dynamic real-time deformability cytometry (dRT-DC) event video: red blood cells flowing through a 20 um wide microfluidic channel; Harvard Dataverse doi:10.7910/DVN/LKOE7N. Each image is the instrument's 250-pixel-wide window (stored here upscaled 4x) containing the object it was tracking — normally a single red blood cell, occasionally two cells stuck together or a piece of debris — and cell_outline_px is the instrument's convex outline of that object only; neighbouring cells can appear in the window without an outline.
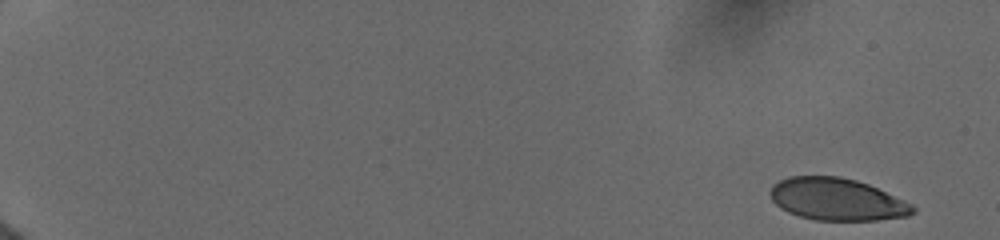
{"species": "human", "species_latin": "Homo sapiens", "temperature_condition": "cold", "stored_images_in_passage": 8, "camera_frame_rate_fps": 3000, "um_per_image_px": 0.085, "donor": {"sex": "female"}, "frame": {"image": 1, "passage_image": 1, "time_ms": 0.0, "image_size_px": [1000, 240], "cell_outline_px": [[916, 212], [908, 216], [876, 220], [816, 220], [800, 216], [788, 212], [780, 208], [772, 200], [768, 192], [772, 184], [788, 176], [840, 176], [856, 180], [868, 184], [904, 200], [912, 204], [916, 208]], "centroid_in_image_um": [71.12, 16.94], "position_along_channel_um": 13.9, "area_um2": 35.2}}
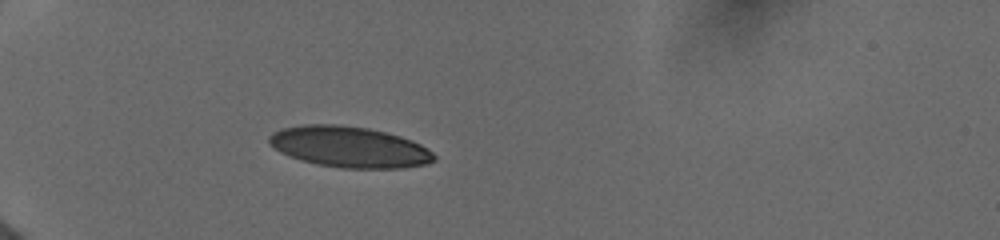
{"frame": {"image": 2, "passage_image": 6, "time_ms": 5.333, "image_size_px": [1000, 240], "cell_outline_px": [[436, 160], [428, 164], [404, 168], [344, 168], [320, 164], [300, 160], [280, 152], [268, 144], [268, 136], [272, 132], [280, 128], [304, 124], [340, 124], [368, 128], [400, 136], [412, 140], [428, 148], [436, 156]], "centroid_in_image_um": [29.69, 12.48], "position_along_channel_um": 55.3, "area_um2": 39.65}}
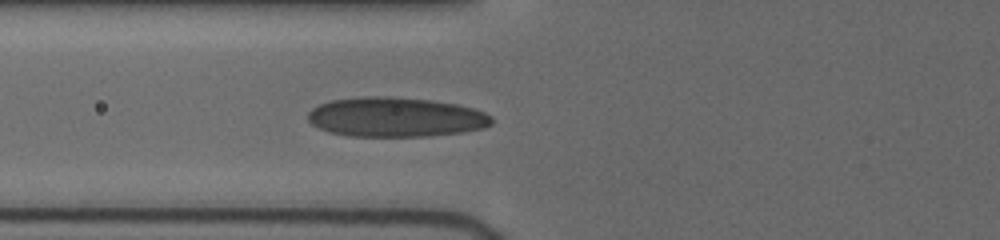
{"frame": {"image": 3, "passage_image": 8, "time_ms": 7.0, "image_size_px": [1000, 240], "cell_outline_px": [[492, 124], [484, 128], [464, 132], [428, 136], [348, 136], [328, 132], [312, 124], [308, 120], [308, 112], [312, 108], [320, 104], [332, 100], [364, 96], [388, 96], [432, 100], [456, 104], [472, 108], [484, 112], [492, 116]], "centroid_in_image_um": [33.64, 9.95], "position_along_channel_um": 92.2, "area_um2": 42.54}}